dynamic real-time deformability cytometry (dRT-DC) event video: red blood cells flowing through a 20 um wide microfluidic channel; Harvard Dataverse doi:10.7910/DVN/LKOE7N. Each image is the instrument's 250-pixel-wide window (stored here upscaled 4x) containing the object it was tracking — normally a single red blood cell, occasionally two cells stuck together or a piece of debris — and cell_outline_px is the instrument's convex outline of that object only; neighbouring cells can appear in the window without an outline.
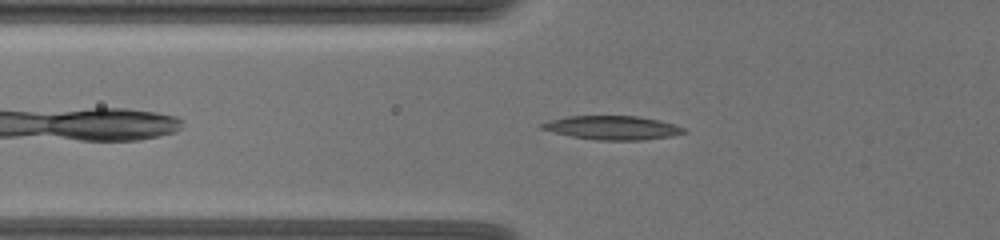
{"species": "common noctule bat (a hibernating species)", "species_latin": "Nyctalus noctula", "temperature_condition": "warm", "stored_images_in_passage": 44, "camera_frame_rate_fps": 3000, "um_per_image_px": 0.085, "animal": {"sex": "female", "body_mass_g": 19.5, "forearm_length_mm": 54.1}, "frame": {"image": 1, "passage_image": 7, "time_ms": 2.0, "image_size_px": [1000, 240], "cell_outline_px": [[688, 132], [672, 136], [644, 140], [596, 140], [572, 136], [540, 128], [540, 124], [548, 120], [568, 116], [636, 116], [660, 120], [684, 128]], "centroid_in_image_um": [52.08, 10.85], "position_along_channel_um": 73.7, "area_um2": 19.59}}
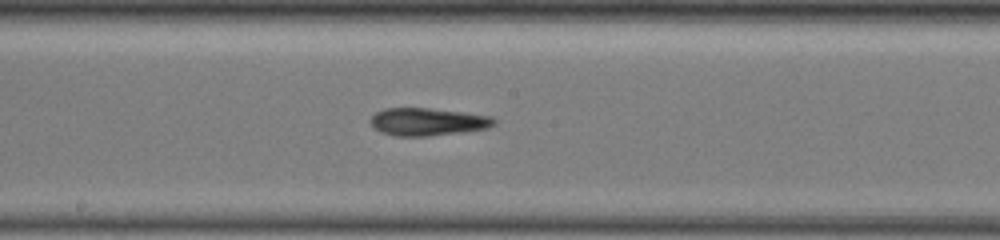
{"frame": {"image": 2, "passage_image": 19, "time_ms": 6.0, "image_size_px": [1000, 240], "cell_outline_px": [[496, 124], [488, 128], [464, 132], [428, 136], [396, 136], [380, 132], [372, 128], [368, 120], [376, 112], [384, 108], [428, 108], [464, 112], [492, 116], [496, 120]], "centroid_in_image_um": [36.33, 10.35], "position_along_channel_um": 211.9, "area_um2": 20.23}}
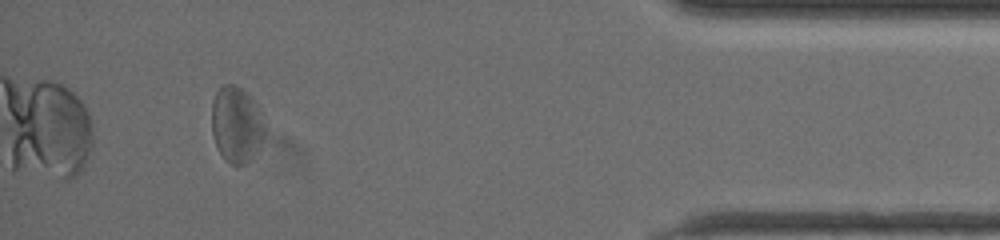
{"frame": {"image": 3, "passage_image": 40, "time_ms": 13.0, "image_size_px": [1000, 240], "cell_outline_px": [[264, 132], [260, 148], [244, 164], [232, 164], [224, 160], [216, 144], [212, 132], [212, 100], [216, 92], [224, 84], [232, 84], [240, 88], [256, 104], [264, 116]], "centroid_in_image_um": [20.1, 10.58], "position_along_channel_um": 415.1, "area_um2": 23.29}, "authors_computed_cell_mechanics": {"area_um2": 20.2589, "velocity_mm_per_s": 3.5247, "shape_relaxation_time_tau1_ms": null, "shape_relaxation_time_tau2_ms": 4.0913, "deformation_change_tau1": null, "deformation_change_tau2": 0.1643}}